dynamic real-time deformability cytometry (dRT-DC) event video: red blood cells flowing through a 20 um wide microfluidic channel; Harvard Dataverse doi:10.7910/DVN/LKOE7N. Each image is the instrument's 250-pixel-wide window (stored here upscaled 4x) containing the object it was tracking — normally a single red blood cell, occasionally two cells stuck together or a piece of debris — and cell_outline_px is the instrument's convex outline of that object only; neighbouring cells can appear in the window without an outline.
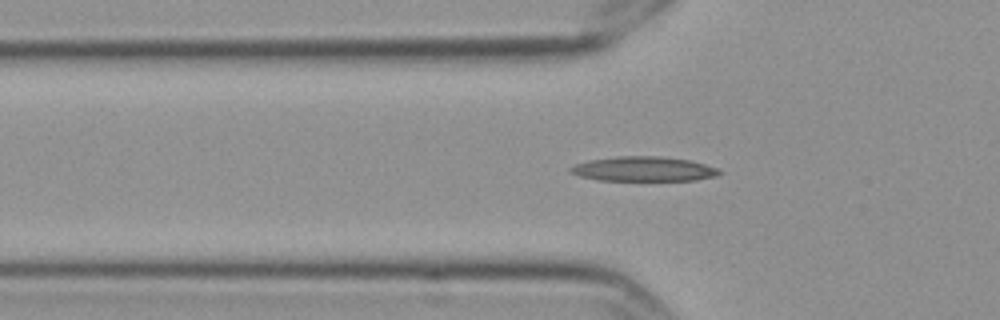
{"species": "Egyptian fruit bat (a non-hibernating species)", "species_latin": "Rousettus aegyptiacus", "temperature_condition": "cold", "stored_images_in_passage": 41, "camera_frame_rate_fps": 3000, "um_per_image_px": 0.085, "frame": {"image": 1, "passage_image": 3, "time_ms": 0.667, "image_size_px": [1000, 320], "cell_outline_px": [[724, 172], [716, 176], [696, 180], [596, 180], [580, 176], [568, 172], [568, 168], [576, 164], [592, 160], [616, 156], [660, 156], [688, 160], [704, 164], [716, 168]], "centroid_in_image_um": [54.69, 14.36], "position_along_channel_um": 71.1, "area_um2": 21.27}}
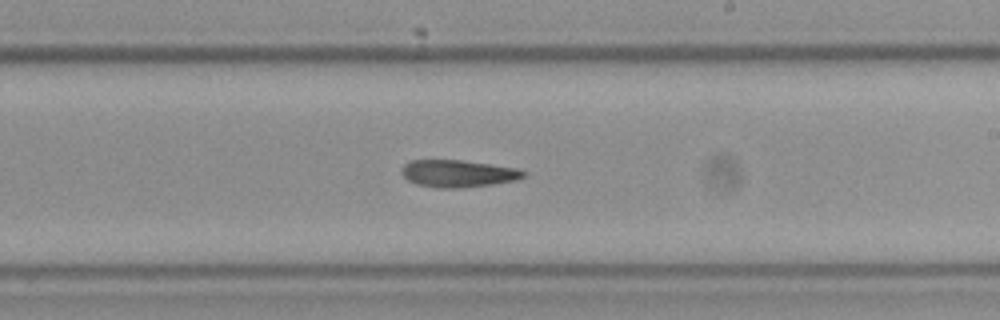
{"frame": {"image": 2, "passage_image": 18, "time_ms": 5.667, "image_size_px": [1000, 320], "cell_outline_px": [[524, 176], [516, 180], [492, 184], [456, 188], [440, 188], [416, 184], [408, 180], [400, 172], [400, 168], [404, 164], [412, 160], [460, 160], [516, 168], [524, 172]], "centroid_in_image_um": [38.86, 14.75], "position_along_channel_um": 250.1, "area_um2": 19.07}}
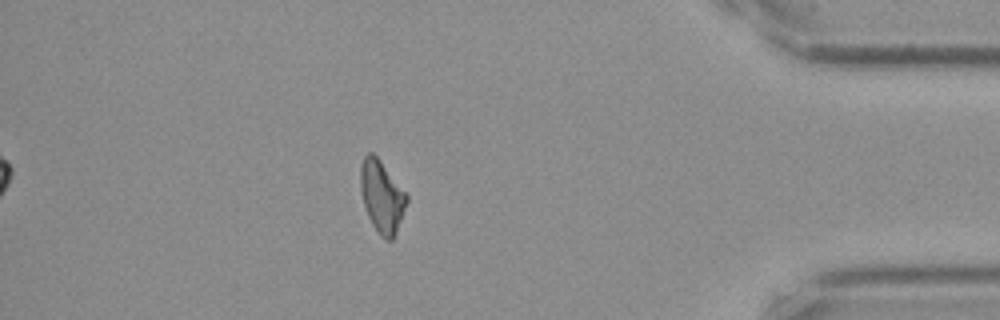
{"frame": {"image": 3, "passage_image": 34, "time_ms": 11.0, "image_size_px": [1000, 320], "cell_outline_px": [[408, 200], [396, 232], [392, 240], [384, 240], [380, 236], [372, 224], [368, 216], [364, 204], [360, 188], [360, 164], [364, 156], [368, 152], [372, 152], [380, 160], [408, 196]], "centroid_in_image_um": [32.44, 16.7], "position_along_channel_um": 402.8, "area_um2": 19.19}}